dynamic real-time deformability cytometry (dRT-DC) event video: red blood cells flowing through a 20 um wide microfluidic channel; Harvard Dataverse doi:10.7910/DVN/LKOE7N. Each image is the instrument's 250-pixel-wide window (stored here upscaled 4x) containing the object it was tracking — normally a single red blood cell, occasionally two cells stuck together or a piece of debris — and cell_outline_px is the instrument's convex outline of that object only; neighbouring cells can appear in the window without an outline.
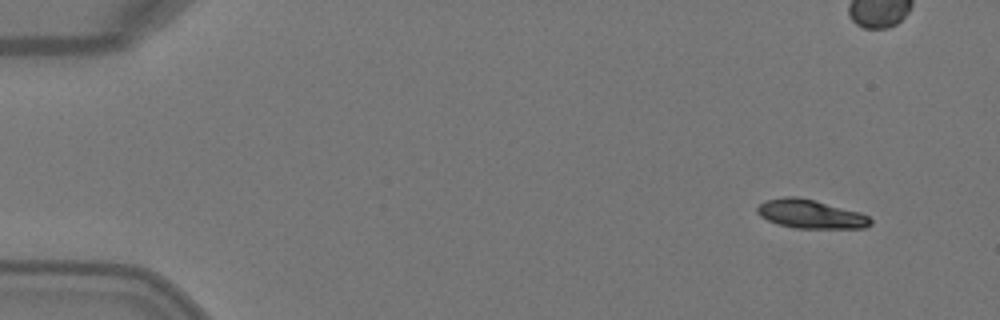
{"species": "Egyptian fruit bat (a non-hibernating species)", "species_latin": "Rousettus aegyptiacus", "temperature_condition": "warm", "stored_images_in_passage": 6, "camera_frame_rate_fps": 3000, "um_per_image_px": 0.085, "animal": {"sex": "female"}, "frame": {"image": 1, "passage_image": 6, "time_ms": 1.667, "image_size_px": [1000, 320], "cell_outline_px": [[872, 224], [864, 228], [796, 228], [776, 224], [760, 216], [756, 212], [756, 208], [764, 200], [784, 196], [796, 196], [860, 212], [868, 216], [872, 220]], "centroid_in_image_um": [68.87, 18.2], "position_along_channel_um": 16.1, "area_um2": 18.96}}